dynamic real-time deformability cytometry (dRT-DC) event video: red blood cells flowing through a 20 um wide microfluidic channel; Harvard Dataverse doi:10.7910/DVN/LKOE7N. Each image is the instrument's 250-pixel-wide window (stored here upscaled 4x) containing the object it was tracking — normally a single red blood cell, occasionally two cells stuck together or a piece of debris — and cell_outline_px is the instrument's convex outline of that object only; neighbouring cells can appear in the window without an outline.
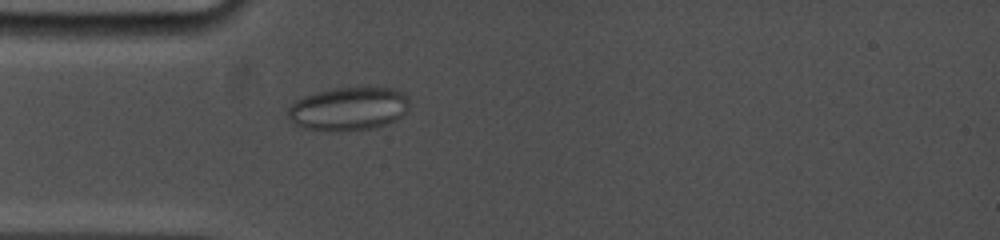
{"species": "common noctule bat (a hibernating species)", "species_latin": "Nyctalus noctula", "temperature_condition": "cold", "stored_images_in_passage": 23, "camera_frame_rate_fps": 5000, "um_per_image_px": 0.085, "animal": {"sex": "female", "body_mass_g": 19.0, "forearm_length_mm": 53.3}, "frame": {"image": 1, "passage_image": 14, "time_ms": 5.4, "image_size_px": [1000, 240], "cell_outline_px": [[408, 108], [396, 120], [372, 128], [340, 132], [304, 128], [296, 124], [288, 116], [288, 108], [296, 100], [304, 96], [316, 92], [336, 88], [368, 84], [376, 84], [396, 88], [404, 92], [408, 96]], "centroid_in_image_um": [29.69, 9.19], "position_along_channel_um": 55.3, "area_um2": 31.56}}
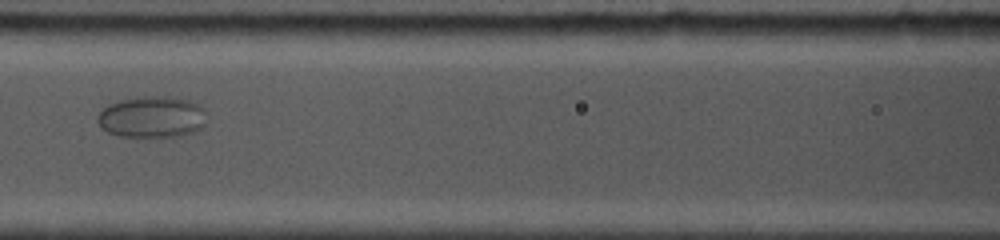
{"frame": {"image": 2, "passage_image": 20, "time_ms": 8.4, "image_size_px": [1000, 240], "cell_outline_px": [[204, 124], [196, 132], [180, 136], [120, 136], [108, 132], [100, 128], [96, 120], [96, 116], [108, 104], [120, 100], [136, 96], [160, 96], [188, 100], [200, 104], [204, 108]], "centroid_in_image_um": [12.89, 9.94], "position_along_channel_um": 153.7, "area_um2": 26.47}}
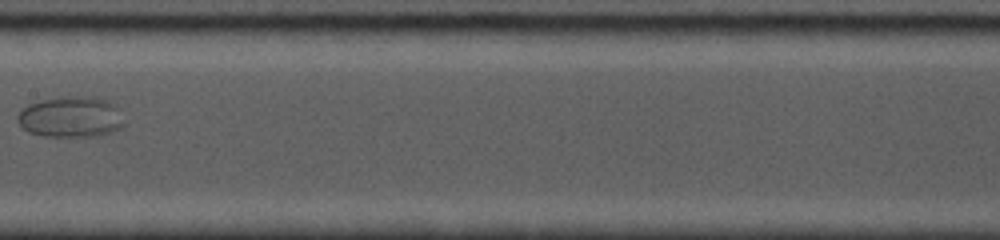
{"frame": {"image": 3, "passage_image": 22, "time_ms": 9.8, "image_size_px": [1000, 240], "cell_outline_px": [[124, 124], [120, 128], [112, 132], [100, 136], [44, 136], [28, 132], [16, 120], [16, 116], [28, 104], [60, 96], [96, 96], [108, 100], [116, 104]], "centroid_in_image_um": [6.04, 9.93], "position_along_channel_um": 201.4, "area_um2": 25.61}}